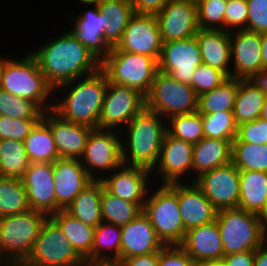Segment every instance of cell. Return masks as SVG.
<instances>
[{
	"label": "cell",
	"instance_id": "cell-1",
	"mask_svg": "<svg viewBox=\"0 0 267 266\" xmlns=\"http://www.w3.org/2000/svg\"><path fill=\"white\" fill-rule=\"evenodd\" d=\"M30 53L53 89L96 72L101 63L69 30Z\"/></svg>",
	"mask_w": 267,
	"mask_h": 266
},
{
	"label": "cell",
	"instance_id": "cell-2",
	"mask_svg": "<svg viewBox=\"0 0 267 266\" xmlns=\"http://www.w3.org/2000/svg\"><path fill=\"white\" fill-rule=\"evenodd\" d=\"M107 86L108 78L101 68L92 74L62 84L54 89V94L65 90L68 92H64L61 99L53 96L56 99L52 111L66 121L92 129L99 128V116Z\"/></svg>",
	"mask_w": 267,
	"mask_h": 266
},
{
	"label": "cell",
	"instance_id": "cell-3",
	"mask_svg": "<svg viewBox=\"0 0 267 266\" xmlns=\"http://www.w3.org/2000/svg\"><path fill=\"white\" fill-rule=\"evenodd\" d=\"M166 124V119L147 108L137 114L122 129L127 137L121 138L123 164L147 169L153 176L156 173L155 166L159 160Z\"/></svg>",
	"mask_w": 267,
	"mask_h": 266
},
{
	"label": "cell",
	"instance_id": "cell-4",
	"mask_svg": "<svg viewBox=\"0 0 267 266\" xmlns=\"http://www.w3.org/2000/svg\"><path fill=\"white\" fill-rule=\"evenodd\" d=\"M47 218L46 214L32 209L0 218L2 266H20L27 259Z\"/></svg>",
	"mask_w": 267,
	"mask_h": 266
},
{
	"label": "cell",
	"instance_id": "cell-5",
	"mask_svg": "<svg viewBox=\"0 0 267 266\" xmlns=\"http://www.w3.org/2000/svg\"><path fill=\"white\" fill-rule=\"evenodd\" d=\"M0 89L35 102L44 112L52 110L54 99L50 101L49 98L53 97L54 89L46 81L31 53L6 61Z\"/></svg>",
	"mask_w": 267,
	"mask_h": 266
},
{
	"label": "cell",
	"instance_id": "cell-6",
	"mask_svg": "<svg viewBox=\"0 0 267 266\" xmlns=\"http://www.w3.org/2000/svg\"><path fill=\"white\" fill-rule=\"evenodd\" d=\"M152 190L149 189L143 213L165 246L180 245L185 238L186 230L179 209L177 183L159 184L156 191Z\"/></svg>",
	"mask_w": 267,
	"mask_h": 266
},
{
	"label": "cell",
	"instance_id": "cell-7",
	"mask_svg": "<svg viewBox=\"0 0 267 266\" xmlns=\"http://www.w3.org/2000/svg\"><path fill=\"white\" fill-rule=\"evenodd\" d=\"M216 223L224 256L255 251L264 244L265 233L260 215L241 208L222 209L217 212Z\"/></svg>",
	"mask_w": 267,
	"mask_h": 266
},
{
	"label": "cell",
	"instance_id": "cell-8",
	"mask_svg": "<svg viewBox=\"0 0 267 266\" xmlns=\"http://www.w3.org/2000/svg\"><path fill=\"white\" fill-rule=\"evenodd\" d=\"M100 68L108 82L136 89L146 96L158 71V62L150 56L113 47L101 61Z\"/></svg>",
	"mask_w": 267,
	"mask_h": 266
},
{
	"label": "cell",
	"instance_id": "cell-9",
	"mask_svg": "<svg viewBox=\"0 0 267 266\" xmlns=\"http://www.w3.org/2000/svg\"><path fill=\"white\" fill-rule=\"evenodd\" d=\"M197 103L198 96L190 85L159 70L145 96V108L158 113L166 121L171 116L197 112Z\"/></svg>",
	"mask_w": 267,
	"mask_h": 266
},
{
	"label": "cell",
	"instance_id": "cell-10",
	"mask_svg": "<svg viewBox=\"0 0 267 266\" xmlns=\"http://www.w3.org/2000/svg\"><path fill=\"white\" fill-rule=\"evenodd\" d=\"M20 266H87L58 225L48 217L30 255Z\"/></svg>",
	"mask_w": 267,
	"mask_h": 266
},
{
	"label": "cell",
	"instance_id": "cell-11",
	"mask_svg": "<svg viewBox=\"0 0 267 266\" xmlns=\"http://www.w3.org/2000/svg\"><path fill=\"white\" fill-rule=\"evenodd\" d=\"M121 138L118 130L114 132L107 129H92L80 162L93 180H100L123 164ZM95 173L100 174V177Z\"/></svg>",
	"mask_w": 267,
	"mask_h": 266
},
{
	"label": "cell",
	"instance_id": "cell-12",
	"mask_svg": "<svg viewBox=\"0 0 267 266\" xmlns=\"http://www.w3.org/2000/svg\"><path fill=\"white\" fill-rule=\"evenodd\" d=\"M145 108L138 90L108 82L99 116V129L120 131ZM123 125V126H122Z\"/></svg>",
	"mask_w": 267,
	"mask_h": 266
},
{
	"label": "cell",
	"instance_id": "cell-13",
	"mask_svg": "<svg viewBox=\"0 0 267 266\" xmlns=\"http://www.w3.org/2000/svg\"><path fill=\"white\" fill-rule=\"evenodd\" d=\"M201 52L196 37L163 42L158 70L178 82L191 85L195 69L202 64Z\"/></svg>",
	"mask_w": 267,
	"mask_h": 266
},
{
	"label": "cell",
	"instance_id": "cell-14",
	"mask_svg": "<svg viewBox=\"0 0 267 266\" xmlns=\"http://www.w3.org/2000/svg\"><path fill=\"white\" fill-rule=\"evenodd\" d=\"M194 183L218 211L238 208L240 174L232 162L202 173Z\"/></svg>",
	"mask_w": 267,
	"mask_h": 266
},
{
	"label": "cell",
	"instance_id": "cell-15",
	"mask_svg": "<svg viewBox=\"0 0 267 266\" xmlns=\"http://www.w3.org/2000/svg\"><path fill=\"white\" fill-rule=\"evenodd\" d=\"M162 46L163 40L156 16L134 14L116 48L120 51L147 55L158 62Z\"/></svg>",
	"mask_w": 267,
	"mask_h": 266
},
{
	"label": "cell",
	"instance_id": "cell-16",
	"mask_svg": "<svg viewBox=\"0 0 267 266\" xmlns=\"http://www.w3.org/2000/svg\"><path fill=\"white\" fill-rule=\"evenodd\" d=\"M155 16L163 42L194 37L200 29L196 1L170 0Z\"/></svg>",
	"mask_w": 267,
	"mask_h": 266
},
{
	"label": "cell",
	"instance_id": "cell-17",
	"mask_svg": "<svg viewBox=\"0 0 267 266\" xmlns=\"http://www.w3.org/2000/svg\"><path fill=\"white\" fill-rule=\"evenodd\" d=\"M193 148L194 144L172 137L166 131L155 166L162 179L160 184L185 182V175L192 173Z\"/></svg>",
	"mask_w": 267,
	"mask_h": 266
},
{
	"label": "cell",
	"instance_id": "cell-18",
	"mask_svg": "<svg viewBox=\"0 0 267 266\" xmlns=\"http://www.w3.org/2000/svg\"><path fill=\"white\" fill-rule=\"evenodd\" d=\"M29 207L50 217L57 212L52 163H30L22 178Z\"/></svg>",
	"mask_w": 267,
	"mask_h": 266
},
{
	"label": "cell",
	"instance_id": "cell-19",
	"mask_svg": "<svg viewBox=\"0 0 267 266\" xmlns=\"http://www.w3.org/2000/svg\"><path fill=\"white\" fill-rule=\"evenodd\" d=\"M152 172L147 169L122 164L111 174L100 179L103 188L123 200L144 204L149 192Z\"/></svg>",
	"mask_w": 267,
	"mask_h": 266
},
{
	"label": "cell",
	"instance_id": "cell-20",
	"mask_svg": "<svg viewBox=\"0 0 267 266\" xmlns=\"http://www.w3.org/2000/svg\"><path fill=\"white\" fill-rule=\"evenodd\" d=\"M233 31L230 32L231 64H233L231 77L249 79L254 73L263 70L261 34L247 29Z\"/></svg>",
	"mask_w": 267,
	"mask_h": 266
},
{
	"label": "cell",
	"instance_id": "cell-21",
	"mask_svg": "<svg viewBox=\"0 0 267 266\" xmlns=\"http://www.w3.org/2000/svg\"><path fill=\"white\" fill-rule=\"evenodd\" d=\"M57 212L65 210L93 179L80 159L59 158L52 163Z\"/></svg>",
	"mask_w": 267,
	"mask_h": 266
},
{
	"label": "cell",
	"instance_id": "cell-22",
	"mask_svg": "<svg viewBox=\"0 0 267 266\" xmlns=\"http://www.w3.org/2000/svg\"><path fill=\"white\" fill-rule=\"evenodd\" d=\"M89 7L75 16L73 27L68 30L101 62L111 50L104 41V28L109 26L110 19L99 12L97 4Z\"/></svg>",
	"mask_w": 267,
	"mask_h": 266
},
{
	"label": "cell",
	"instance_id": "cell-23",
	"mask_svg": "<svg viewBox=\"0 0 267 266\" xmlns=\"http://www.w3.org/2000/svg\"><path fill=\"white\" fill-rule=\"evenodd\" d=\"M42 119L50 126L60 158L80 159L92 128L66 121L52 110L45 111Z\"/></svg>",
	"mask_w": 267,
	"mask_h": 266
},
{
	"label": "cell",
	"instance_id": "cell-24",
	"mask_svg": "<svg viewBox=\"0 0 267 266\" xmlns=\"http://www.w3.org/2000/svg\"><path fill=\"white\" fill-rule=\"evenodd\" d=\"M189 180L177 183L179 209L186 231L215 221L218 212L196 184Z\"/></svg>",
	"mask_w": 267,
	"mask_h": 266
},
{
	"label": "cell",
	"instance_id": "cell-25",
	"mask_svg": "<svg viewBox=\"0 0 267 266\" xmlns=\"http://www.w3.org/2000/svg\"><path fill=\"white\" fill-rule=\"evenodd\" d=\"M199 266L207 262L222 261L224 250L216 220L186 231L179 245Z\"/></svg>",
	"mask_w": 267,
	"mask_h": 266
},
{
	"label": "cell",
	"instance_id": "cell-26",
	"mask_svg": "<svg viewBox=\"0 0 267 266\" xmlns=\"http://www.w3.org/2000/svg\"><path fill=\"white\" fill-rule=\"evenodd\" d=\"M164 246L143 212L121 226V258L158 252Z\"/></svg>",
	"mask_w": 267,
	"mask_h": 266
},
{
	"label": "cell",
	"instance_id": "cell-27",
	"mask_svg": "<svg viewBox=\"0 0 267 266\" xmlns=\"http://www.w3.org/2000/svg\"><path fill=\"white\" fill-rule=\"evenodd\" d=\"M195 37L203 63L221 70L227 77H231L230 32L199 29Z\"/></svg>",
	"mask_w": 267,
	"mask_h": 266
},
{
	"label": "cell",
	"instance_id": "cell-28",
	"mask_svg": "<svg viewBox=\"0 0 267 266\" xmlns=\"http://www.w3.org/2000/svg\"><path fill=\"white\" fill-rule=\"evenodd\" d=\"M232 141L213 139L204 137L201 141L194 144L192 173L195 178L204 172L222 167L231 162Z\"/></svg>",
	"mask_w": 267,
	"mask_h": 266
},
{
	"label": "cell",
	"instance_id": "cell-29",
	"mask_svg": "<svg viewBox=\"0 0 267 266\" xmlns=\"http://www.w3.org/2000/svg\"><path fill=\"white\" fill-rule=\"evenodd\" d=\"M50 218L62 230L75 251L85 260L87 266H90L95 228L84 224L65 210H59Z\"/></svg>",
	"mask_w": 267,
	"mask_h": 266
},
{
	"label": "cell",
	"instance_id": "cell-30",
	"mask_svg": "<svg viewBox=\"0 0 267 266\" xmlns=\"http://www.w3.org/2000/svg\"><path fill=\"white\" fill-rule=\"evenodd\" d=\"M238 208L261 215L267 208V172L239 171Z\"/></svg>",
	"mask_w": 267,
	"mask_h": 266
},
{
	"label": "cell",
	"instance_id": "cell-31",
	"mask_svg": "<svg viewBox=\"0 0 267 266\" xmlns=\"http://www.w3.org/2000/svg\"><path fill=\"white\" fill-rule=\"evenodd\" d=\"M97 7L101 14L110 19L109 26L104 28V41L110 48L116 47L130 18L135 14L132 0H101Z\"/></svg>",
	"mask_w": 267,
	"mask_h": 266
},
{
	"label": "cell",
	"instance_id": "cell-32",
	"mask_svg": "<svg viewBox=\"0 0 267 266\" xmlns=\"http://www.w3.org/2000/svg\"><path fill=\"white\" fill-rule=\"evenodd\" d=\"M100 180H93L65 209L71 216L94 228L102 222Z\"/></svg>",
	"mask_w": 267,
	"mask_h": 266
},
{
	"label": "cell",
	"instance_id": "cell-33",
	"mask_svg": "<svg viewBox=\"0 0 267 266\" xmlns=\"http://www.w3.org/2000/svg\"><path fill=\"white\" fill-rule=\"evenodd\" d=\"M120 259L121 226L103 221L94 230L91 265L96 263L118 262Z\"/></svg>",
	"mask_w": 267,
	"mask_h": 266
},
{
	"label": "cell",
	"instance_id": "cell-34",
	"mask_svg": "<svg viewBox=\"0 0 267 266\" xmlns=\"http://www.w3.org/2000/svg\"><path fill=\"white\" fill-rule=\"evenodd\" d=\"M266 94L248 79H238V91L233 107L237 126L260 118Z\"/></svg>",
	"mask_w": 267,
	"mask_h": 266
},
{
	"label": "cell",
	"instance_id": "cell-35",
	"mask_svg": "<svg viewBox=\"0 0 267 266\" xmlns=\"http://www.w3.org/2000/svg\"><path fill=\"white\" fill-rule=\"evenodd\" d=\"M23 142L30 163H54L60 158L50 126L42 118Z\"/></svg>",
	"mask_w": 267,
	"mask_h": 266
},
{
	"label": "cell",
	"instance_id": "cell-36",
	"mask_svg": "<svg viewBox=\"0 0 267 266\" xmlns=\"http://www.w3.org/2000/svg\"><path fill=\"white\" fill-rule=\"evenodd\" d=\"M237 91L238 79L228 77L218 87L198 96L197 111L200 114L233 111Z\"/></svg>",
	"mask_w": 267,
	"mask_h": 266
},
{
	"label": "cell",
	"instance_id": "cell-37",
	"mask_svg": "<svg viewBox=\"0 0 267 266\" xmlns=\"http://www.w3.org/2000/svg\"><path fill=\"white\" fill-rule=\"evenodd\" d=\"M29 165L23 141L0 140V177L22 179Z\"/></svg>",
	"mask_w": 267,
	"mask_h": 266
},
{
	"label": "cell",
	"instance_id": "cell-38",
	"mask_svg": "<svg viewBox=\"0 0 267 266\" xmlns=\"http://www.w3.org/2000/svg\"><path fill=\"white\" fill-rule=\"evenodd\" d=\"M144 204H135L118 198L103 188L101 192V216L103 221L118 226L128 224L143 212Z\"/></svg>",
	"mask_w": 267,
	"mask_h": 266
},
{
	"label": "cell",
	"instance_id": "cell-39",
	"mask_svg": "<svg viewBox=\"0 0 267 266\" xmlns=\"http://www.w3.org/2000/svg\"><path fill=\"white\" fill-rule=\"evenodd\" d=\"M30 210L22 179L0 177V218Z\"/></svg>",
	"mask_w": 267,
	"mask_h": 266
},
{
	"label": "cell",
	"instance_id": "cell-40",
	"mask_svg": "<svg viewBox=\"0 0 267 266\" xmlns=\"http://www.w3.org/2000/svg\"><path fill=\"white\" fill-rule=\"evenodd\" d=\"M231 162L239 171L267 172V144L232 142Z\"/></svg>",
	"mask_w": 267,
	"mask_h": 266
},
{
	"label": "cell",
	"instance_id": "cell-41",
	"mask_svg": "<svg viewBox=\"0 0 267 266\" xmlns=\"http://www.w3.org/2000/svg\"><path fill=\"white\" fill-rule=\"evenodd\" d=\"M166 131L175 138L196 144L204 138L202 116L197 111L171 116L167 119Z\"/></svg>",
	"mask_w": 267,
	"mask_h": 266
},
{
	"label": "cell",
	"instance_id": "cell-42",
	"mask_svg": "<svg viewBox=\"0 0 267 266\" xmlns=\"http://www.w3.org/2000/svg\"><path fill=\"white\" fill-rule=\"evenodd\" d=\"M204 137L234 141L237 137V125L233 111H222L212 114H201Z\"/></svg>",
	"mask_w": 267,
	"mask_h": 266
},
{
	"label": "cell",
	"instance_id": "cell-43",
	"mask_svg": "<svg viewBox=\"0 0 267 266\" xmlns=\"http://www.w3.org/2000/svg\"><path fill=\"white\" fill-rule=\"evenodd\" d=\"M44 111L33 101L0 89V116L16 119H41Z\"/></svg>",
	"mask_w": 267,
	"mask_h": 266
},
{
	"label": "cell",
	"instance_id": "cell-44",
	"mask_svg": "<svg viewBox=\"0 0 267 266\" xmlns=\"http://www.w3.org/2000/svg\"><path fill=\"white\" fill-rule=\"evenodd\" d=\"M226 0H198L197 14L200 29L224 30Z\"/></svg>",
	"mask_w": 267,
	"mask_h": 266
},
{
	"label": "cell",
	"instance_id": "cell-45",
	"mask_svg": "<svg viewBox=\"0 0 267 266\" xmlns=\"http://www.w3.org/2000/svg\"><path fill=\"white\" fill-rule=\"evenodd\" d=\"M228 77L221 71L204 63L200 64L194 72L191 87L197 96L218 87Z\"/></svg>",
	"mask_w": 267,
	"mask_h": 266
},
{
	"label": "cell",
	"instance_id": "cell-46",
	"mask_svg": "<svg viewBox=\"0 0 267 266\" xmlns=\"http://www.w3.org/2000/svg\"><path fill=\"white\" fill-rule=\"evenodd\" d=\"M40 119H16L0 116V140L24 141Z\"/></svg>",
	"mask_w": 267,
	"mask_h": 266
},
{
	"label": "cell",
	"instance_id": "cell-47",
	"mask_svg": "<svg viewBox=\"0 0 267 266\" xmlns=\"http://www.w3.org/2000/svg\"><path fill=\"white\" fill-rule=\"evenodd\" d=\"M248 6L247 0H228L224 13V30L232 32L247 29Z\"/></svg>",
	"mask_w": 267,
	"mask_h": 266
},
{
	"label": "cell",
	"instance_id": "cell-48",
	"mask_svg": "<svg viewBox=\"0 0 267 266\" xmlns=\"http://www.w3.org/2000/svg\"><path fill=\"white\" fill-rule=\"evenodd\" d=\"M233 142H246L257 145L267 144V121L257 118L237 127V137Z\"/></svg>",
	"mask_w": 267,
	"mask_h": 266
},
{
	"label": "cell",
	"instance_id": "cell-49",
	"mask_svg": "<svg viewBox=\"0 0 267 266\" xmlns=\"http://www.w3.org/2000/svg\"><path fill=\"white\" fill-rule=\"evenodd\" d=\"M247 30L262 34L267 32V0H247Z\"/></svg>",
	"mask_w": 267,
	"mask_h": 266
},
{
	"label": "cell",
	"instance_id": "cell-50",
	"mask_svg": "<svg viewBox=\"0 0 267 266\" xmlns=\"http://www.w3.org/2000/svg\"><path fill=\"white\" fill-rule=\"evenodd\" d=\"M157 266H199L179 245L164 246L159 250Z\"/></svg>",
	"mask_w": 267,
	"mask_h": 266
},
{
	"label": "cell",
	"instance_id": "cell-51",
	"mask_svg": "<svg viewBox=\"0 0 267 266\" xmlns=\"http://www.w3.org/2000/svg\"><path fill=\"white\" fill-rule=\"evenodd\" d=\"M170 0H132L135 14L156 15Z\"/></svg>",
	"mask_w": 267,
	"mask_h": 266
},
{
	"label": "cell",
	"instance_id": "cell-52",
	"mask_svg": "<svg viewBox=\"0 0 267 266\" xmlns=\"http://www.w3.org/2000/svg\"><path fill=\"white\" fill-rule=\"evenodd\" d=\"M159 261V251L146 255L121 258L118 263L120 266H157Z\"/></svg>",
	"mask_w": 267,
	"mask_h": 266
},
{
	"label": "cell",
	"instance_id": "cell-53",
	"mask_svg": "<svg viewBox=\"0 0 267 266\" xmlns=\"http://www.w3.org/2000/svg\"><path fill=\"white\" fill-rule=\"evenodd\" d=\"M222 261L226 266H254V251L229 254Z\"/></svg>",
	"mask_w": 267,
	"mask_h": 266
},
{
	"label": "cell",
	"instance_id": "cell-54",
	"mask_svg": "<svg viewBox=\"0 0 267 266\" xmlns=\"http://www.w3.org/2000/svg\"><path fill=\"white\" fill-rule=\"evenodd\" d=\"M248 80L267 95V69L254 73Z\"/></svg>",
	"mask_w": 267,
	"mask_h": 266
},
{
	"label": "cell",
	"instance_id": "cell-55",
	"mask_svg": "<svg viewBox=\"0 0 267 266\" xmlns=\"http://www.w3.org/2000/svg\"><path fill=\"white\" fill-rule=\"evenodd\" d=\"M254 266H267V246L265 244L254 251Z\"/></svg>",
	"mask_w": 267,
	"mask_h": 266
},
{
	"label": "cell",
	"instance_id": "cell-56",
	"mask_svg": "<svg viewBox=\"0 0 267 266\" xmlns=\"http://www.w3.org/2000/svg\"><path fill=\"white\" fill-rule=\"evenodd\" d=\"M261 53L263 69H267V32L261 34Z\"/></svg>",
	"mask_w": 267,
	"mask_h": 266
},
{
	"label": "cell",
	"instance_id": "cell-57",
	"mask_svg": "<svg viewBox=\"0 0 267 266\" xmlns=\"http://www.w3.org/2000/svg\"><path fill=\"white\" fill-rule=\"evenodd\" d=\"M9 59V56L7 58L6 57H3L0 56V84H1V81H2V76H3V72H4V69H5V65H6V61Z\"/></svg>",
	"mask_w": 267,
	"mask_h": 266
},
{
	"label": "cell",
	"instance_id": "cell-58",
	"mask_svg": "<svg viewBox=\"0 0 267 266\" xmlns=\"http://www.w3.org/2000/svg\"><path fill=\"white\" fill-rule=\"evenodd\" d=\"M261 217V222H262V227H263V231L264 233L267 232V208L265 209V211L260 215Z\"/></svg>",
	"mask_w": 267,
	"mask_h": 266
},
{
	"label": "cell",
	"instance_id": "cell-59",
	"mask_svg": "<svg viewBox=\"0 0 267 266\" xmlns=\"http://www.w3.org/2000/svg\"><path fill=\"white\" fill-rule=\"evenodd\" d=\"M260 118L267 121V95H266L265 102H264V105L261 111Z\"/></svg>",
	"mask_w": 267,
	"mask_h": 266
},
{
	"label": "cell",
	"instance_id": "cell-60",
	"mask_svg": "<svg viewBox=\"0 0 267 266\" xmlns=\"http://www.w3.org/2000/svg\"><path fill=\"white\" fill-rule=\"evenodd\" d=\"M81 4L86 5L88 8L89 5L98 4L101 0H78Z\"/></svg>",
	"mask_w": 267,
	"mask_h": 266
},
{
	"label": "cell",
	"instance_id": "cell-61",
	"mask_svg": "<svg viewBox=\"0 0 267 266\" xmlns=\"http://www.w3.org/2000/svg\"><path fill=\"white\" fill-rule=\"evenodd\" d=\"M200 266H226L223 261H212L202 264Z\"/></svg>",
	"mask_w": 267,
	"mask_h": 266
},
{
	"label": "cell",
	"instance_id": "cell-62",
	"mask_svg": "<svg viewBox=\"0 0 267 266\" xmlns=\"http://www.w3.org/2000/svg\"><path fill=\"white\" fill-rule=\"evenodd\" d=\"M90 266H120L118 262H108V263H96Z\"/></svg>",
	"mask_w": 267,
	"mask_h": 266
},
{
	"label": "cell",
	"instance_id": "cell-63",
	"mask_svg": "<svg viewBox=\"0 0 267 266\" xmlns=\"http://www.w3.org/2000/svg\"><path fill=\"white\" fill-rule=\"evenodd\" d=\"M264 244L267 246V232H265Z\"/></svg>",
	"mask_w": 267,
	"mask_h": 266
}]
</instances>
